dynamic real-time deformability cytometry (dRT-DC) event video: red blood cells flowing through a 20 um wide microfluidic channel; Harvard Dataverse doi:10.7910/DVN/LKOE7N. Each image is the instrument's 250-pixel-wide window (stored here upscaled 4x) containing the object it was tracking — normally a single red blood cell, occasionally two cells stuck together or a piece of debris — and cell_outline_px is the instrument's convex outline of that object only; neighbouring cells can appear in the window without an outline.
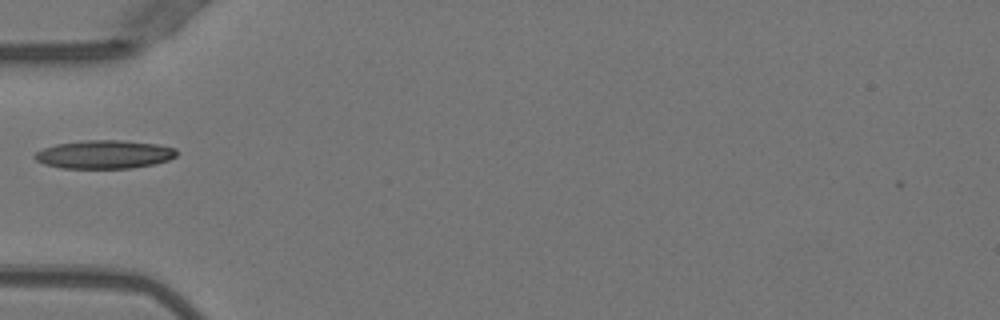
{"species": "Egyptian fruit bat (a non-hibernating species)", "species_latin": "Rousettus aegyptiacus", "temperature_condition": "warm", "stored_images_in_passage": 33, "camera_frame_rate_fps": 3000, "um_per_image_px": 0.085, "animal": {"sex": "female"}, "frame": {"image": 1, "passage_image": 1, "time_ms": 0.0, "image_size_px": [1000, 320], "cell_outline_px": [[176, 156], [168, 160], [152, 164], [132, 168], [60, 168], [44, 164], [36, 160], [32, 156], [36, 152], [44, 148], [56, 144], [84, 140], [124, 140], [156, 144], [176, 148]], "centroid_in_image_um": [8.84, 13.12], "position_along_channel_um": 76.2, "area_um2": 23.47}}
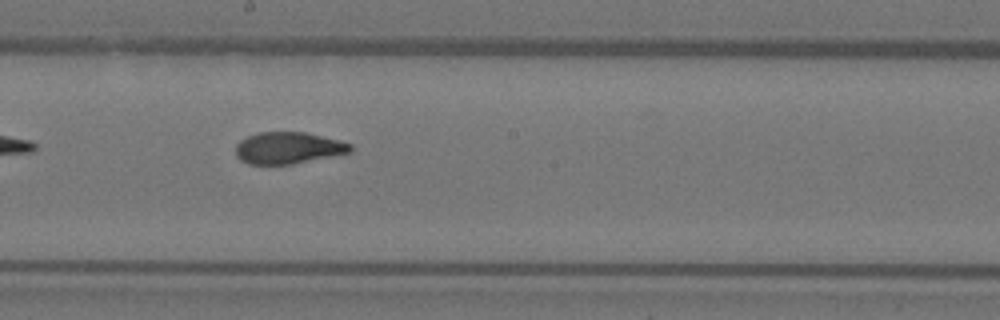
{"frame": {"image": 2, "passage_image": 12, "time_ms": 3.667, "image_size_px": [1000, 320], "cell_outline_px": [[352, 152], [292, 164], [248, 164], [240, 160], [236, 156], [236, 144], [240, 140], [248, 136], [260, 132], [304, 132], [352, 144]], "centroid_in_image_um": [24.47, 12.58], "position_along_channel_um": 223.7, "area_um2": 21.04}}
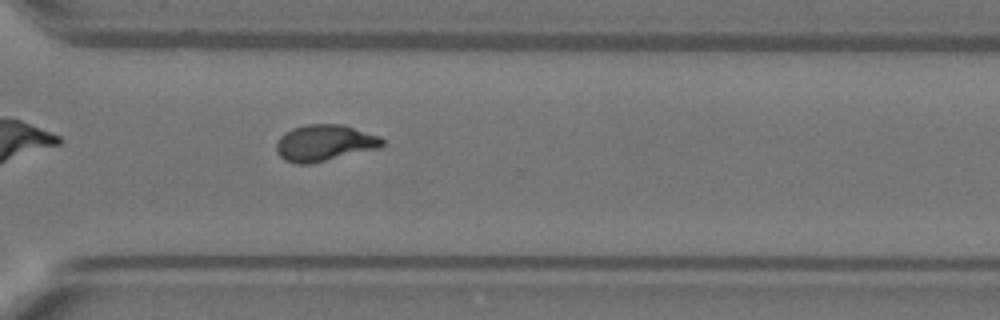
{"frame": {"image": 3, "passage_image": 21, "time_ms": 6.667, "image_size_px": [1000, 320], "cell_outline_px": [[384, 144], [380, 148], [312, 164], [296, 164], [284, 160], [276, 152], [276, 144], [280, 136], [284, 132], [292, 128], [304, 124], [340, 124], [380, 136], [384, 140]], "centroid_in_image_um": [27.56, 12.16], "position_along_channel_um": 343.0, "area_um2": 22.72}}